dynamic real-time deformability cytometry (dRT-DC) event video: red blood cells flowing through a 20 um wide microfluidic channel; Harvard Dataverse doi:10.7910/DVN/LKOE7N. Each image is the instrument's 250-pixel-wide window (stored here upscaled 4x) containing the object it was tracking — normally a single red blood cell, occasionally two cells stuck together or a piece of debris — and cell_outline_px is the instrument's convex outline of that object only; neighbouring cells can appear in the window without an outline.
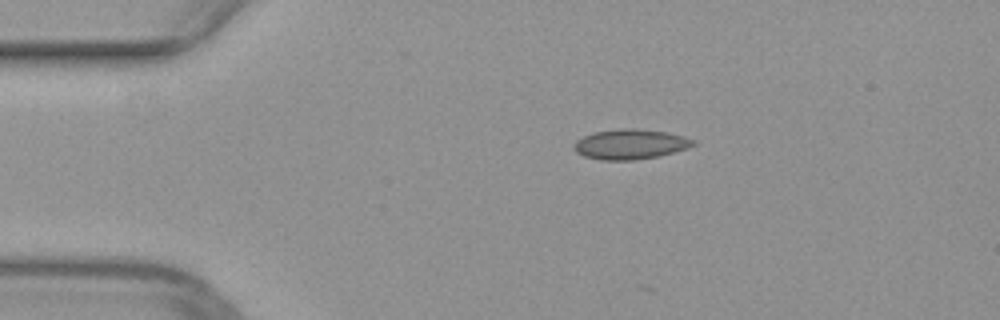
{"species": "common noctule bat (a hibernating species)", "species_latin": "Nyctalus noctula", "temperature_condition": "warm", "stored_images_in_passage": 10, "camera_frame_rate_fps": 3000, "um_per_image_px": 0.085, "animal": {"sex": "female", "body_mass_g": 29.2, "forearm_length_mm": 56.3}, "frame": {"image": 1, "passage_image": 1, "time_ms": 0.0, "image_size_px": [1000, 320], "cell_outline_px": [[696, 144], [688, 148], [656, 156], [632, 160], [600, 160], [584, 156], [576, 152], [572, 148], [572, 144], [576, 140], [592, 132], [620, 128], [636, 128], [664, 132], [684, 136], [696, 140]], "centroid_in_image_um": [53.53, 12.25], "position_along_channel_um": 31.5, "area_um2": 20.92}}
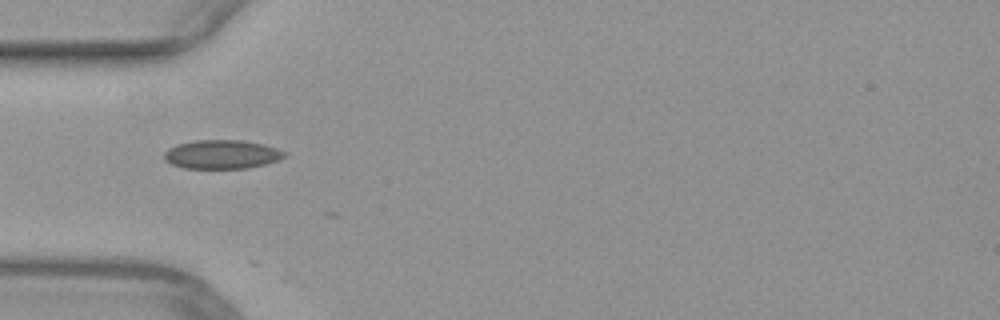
{"frame": {"image": 2, "passage_image": 7, "time_ms": 2.0, "image_size_px": [1000, 320], "cell_outline_px": [[288, 152], [280, 160], [248, 168], [184, 168], [172, 164], [164, 160], [164, 152], [168, 148], [176, 144], [196, 140], [244, 140], [264, 144]], "centroid_in_image_um": [18.86, 13.11], "position_along_channel_um": 66.1, "area_um2": 20.35}}